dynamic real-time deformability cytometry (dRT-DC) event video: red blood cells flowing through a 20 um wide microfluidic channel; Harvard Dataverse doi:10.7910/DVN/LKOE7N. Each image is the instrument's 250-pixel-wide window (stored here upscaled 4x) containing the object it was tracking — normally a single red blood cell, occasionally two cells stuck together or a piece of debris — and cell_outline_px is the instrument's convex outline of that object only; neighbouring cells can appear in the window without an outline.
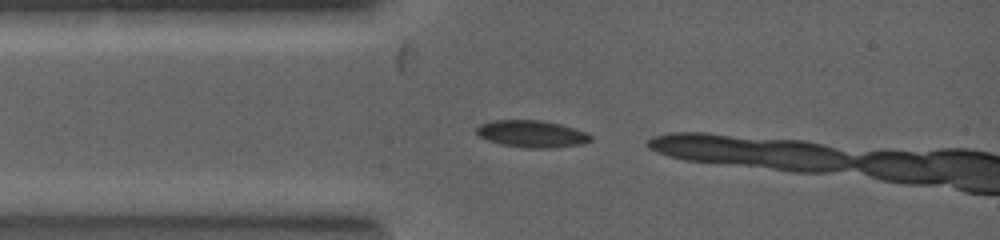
{"species": "common noctule bat (a hibernating species)", "species_latin": "Nyctalus noctula", "temperature_condition": "warm", "stored_images_in_passage": 4, "camera_frame_rate_fps": 5000, "um_per_image_px": 0.085, "animal": {"sex": "female", "body_mass_g": 19.0, "forearm_length_mm": 53.3}, "frame": {"image": 1, "passage_image": 1, "time_ms": 0.0, "image_size_px": [1000, 240], "cell_outline_px": [[592, 140], [584, 144], [552, 148], [528, 148], [500, 144], [488, 140], [480, 136], [476, 132], [476, 128], [480, 124], [492, 120], [544, 120], [576, 128], [588, 132], [592, 136]], "centroid_in_image_um": [45.25, 11.37], "position_along_channel_um": 39.7, "area_um2": 18.21}}